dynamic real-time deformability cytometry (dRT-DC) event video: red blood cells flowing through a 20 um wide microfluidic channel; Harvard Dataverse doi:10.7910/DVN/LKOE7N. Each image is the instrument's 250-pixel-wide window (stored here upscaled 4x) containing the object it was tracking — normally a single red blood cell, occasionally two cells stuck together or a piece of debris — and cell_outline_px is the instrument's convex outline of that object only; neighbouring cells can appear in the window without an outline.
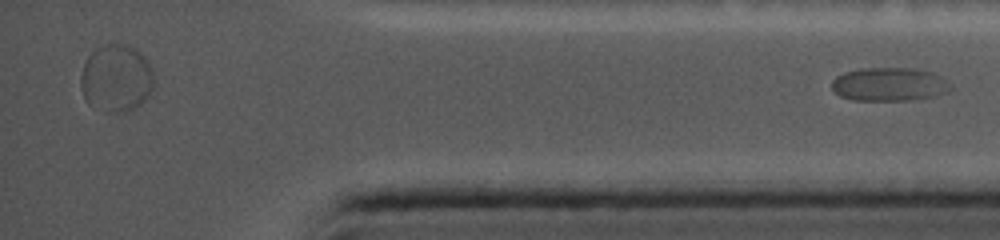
{"species": "common noctule bat (a hibernating species)", "species_latin": "Nyctalus noctula", "temperature_condition": "cold", "stored_images_in_passage": 59, "segment_of_instrument_passage": [2, 2], "camera_frame_rate_fps": 5000, "um_per_image_px": 0.085, "animal": {"sex": "female", "body_mass_g": 19.0, "forearm_length_mm": 56.7}, "frame": {"image": 1, "passage_image": 59, "time_ms": 11.2, "image_size_px": [1000, 240], "cell_outline_px": [[952, 88], [948, 92], [932, 96], [912, 100], [852, 100], [840, 96], [832, 88], [832, 80], [836, 76], [844, 72], [864, 68], [916, 68], [932, 72], [948, 80], [952, 84]], "centroid_in_image_um": [75.62, 7.16], "position_along_channel_um": 359.6, "area_um2": 23.35}}